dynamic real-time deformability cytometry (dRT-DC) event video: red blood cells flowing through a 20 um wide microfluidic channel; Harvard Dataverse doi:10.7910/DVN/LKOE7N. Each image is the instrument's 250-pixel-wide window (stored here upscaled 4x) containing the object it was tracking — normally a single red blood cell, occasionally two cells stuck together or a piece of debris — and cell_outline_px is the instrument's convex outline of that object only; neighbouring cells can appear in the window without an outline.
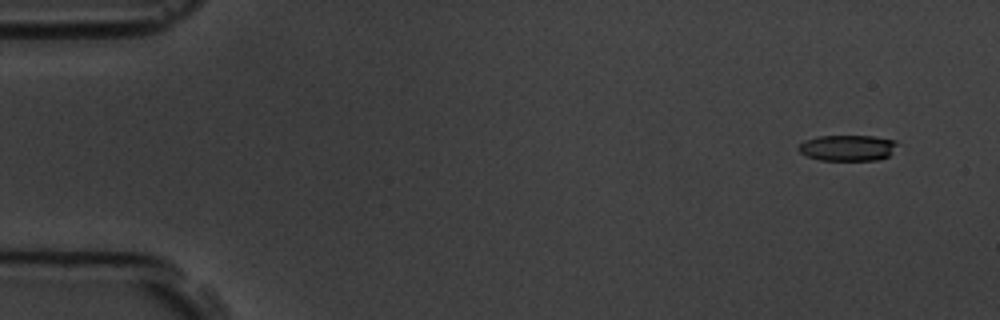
{"species": "common noctule bat (a hibernating species)", "species_latin": "Nyctalus noctula", "temperature_condition": "room temperature", "stored_images_in_passage": 5, "camera_frame_rate_fps": 3000, "um_per_image_px": 0.085, "animal": {"sex": "male", "body_mass_g": 19.5, "forearm_length_mm": 54.6}, "frame": {"image": 1, "passage_image": 1, "time_ms": 0.0, "image_size_px": [1000, 320], "cell_outline_px": [[896, 144], [888, 156], [876, 160], [820, 160], [808, 156], [800, 152], [796, 148], [804, 140], [816, 136], [872, 136], [896, 140]], "centroid_in_image_um": [71.99, 12.56], "position_along_channel_um": 13.0, "area_um2": 14.8}}
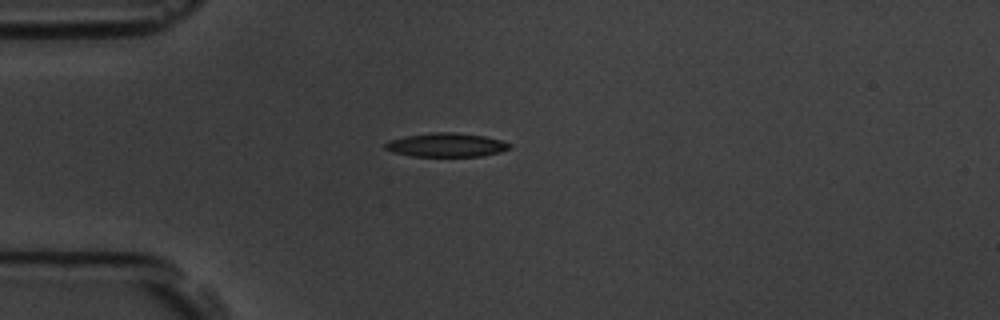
{"frame": {"image": 2, "passage_image": 4, "time_ms": 3.667, "image_size_px": [1000, 320], "cell_outline_px": [[512, 148], [500, 152], [480, 156], [412, 156], [392, 152], [384, 148], [384, 144], [388, 140], [404, 136], [432, 132], [456, 132], [484, 136], [500, 140], [512, 144]], "centroid_in_image_um": [37.92, 12.31], "position_along_channel_um": 47.1, "area_um2": 17.4}}